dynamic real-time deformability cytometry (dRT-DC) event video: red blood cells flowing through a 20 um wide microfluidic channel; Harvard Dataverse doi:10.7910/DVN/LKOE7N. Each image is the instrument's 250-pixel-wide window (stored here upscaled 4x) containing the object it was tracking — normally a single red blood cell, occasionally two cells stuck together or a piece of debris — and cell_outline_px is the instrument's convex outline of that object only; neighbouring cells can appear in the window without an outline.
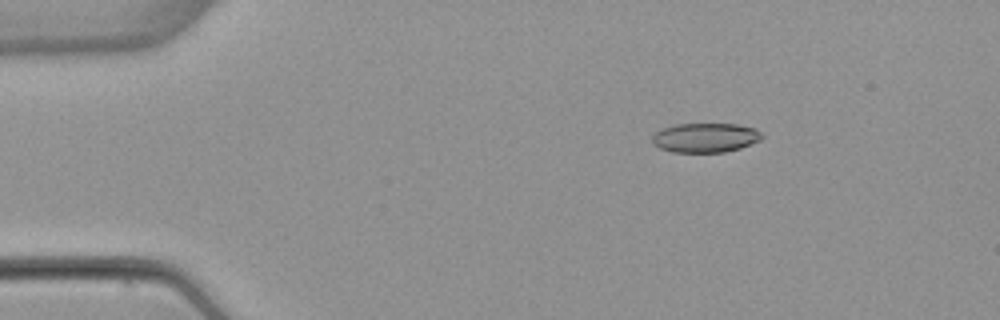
{"species": "common noctule bat (a hibernating species)", "species_latin": "Nyctalus noctula", "temperature_condition": "warm", "stored_images_in_passage": 52, "camera_frame_rate_fps": 3000, "um_per_image_px": 0.085, "animal": {"sex": "female", "body_mass_g": 22.7, "forearm_length_mm": 54.2}, "frame": {"image": 1, "passage_image": 8, "time_ms": 2.333, "image_size_px": [1000, 320], "cell_outline_px": [[764, 136], [760, 140], [740, 148], [724, 152], [672, 152], [660, 148], [652, 144], [652, 136], [656, 132], [664, 128], [676, 124], [736, 124], [756, 128]], "centroid_in_image_um": [59.96, 11.7], "position_along_channel_um": 25.0, "area_um2": 18.79}}
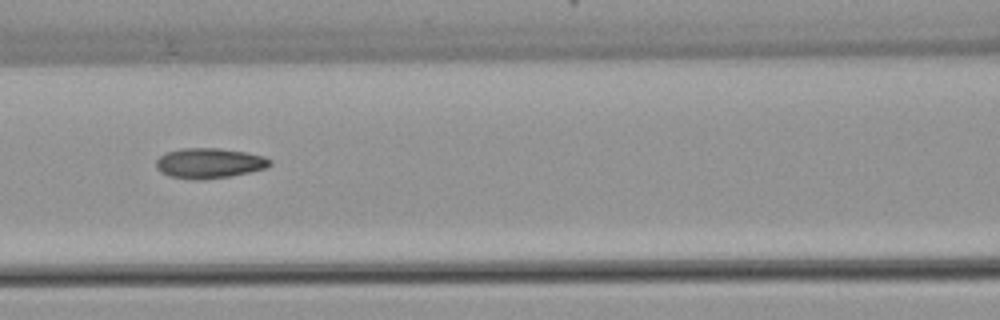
{"frame": {"image": 2, "passage_image": 23, "time_ms": 7.333, "image_size_px": [1000, 320], "cell_outline_px": [[272, 164], [264, 168], [232, 176], [204, 180], [192, 180], [168, 176], [160, 172], [156, 168], [156, 160], [164, 152], [180, 148], [220, 148], [248, 152], [264, 156], [272, 160]], "centroid_in_image_um": [17.76, 13.87], "position_along_channel_um": 148.8, "area_um2": 20.4}}
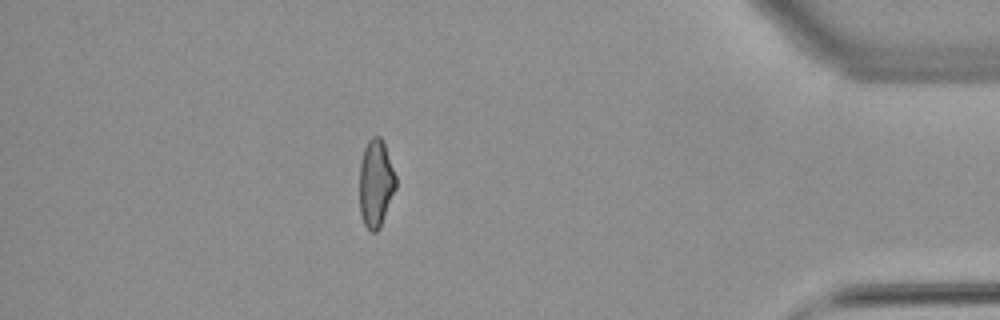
{"frame": {"image": 3, "passage_image": 46, "time_ms": 15.0, "image_size_px": [1000, 320], "cell_outline_px": [[396, 188], [380, 228], [376, 232], [372, 232], [364, 224], [360, 216], [360, 164], [364, 148], [368, 140], [372, 136], [380, 136], [384, 144], [396, 176]], "centroid_in_image_um": [31.94, 15.6], "position_along_channel_um": 403.3, "area_um2": 18.5}, "authors_computed_cell_mechanics": {"area_um2": 19.3052, "velocity_mm_per_s": 3.8981, "shape_relaxation_time_tau1_ms": null, "shape_relaxation_time_tau2_ms": 2.1974, "deformation_change_tau1": null, "deformation_change_tau2": 0.0906}}